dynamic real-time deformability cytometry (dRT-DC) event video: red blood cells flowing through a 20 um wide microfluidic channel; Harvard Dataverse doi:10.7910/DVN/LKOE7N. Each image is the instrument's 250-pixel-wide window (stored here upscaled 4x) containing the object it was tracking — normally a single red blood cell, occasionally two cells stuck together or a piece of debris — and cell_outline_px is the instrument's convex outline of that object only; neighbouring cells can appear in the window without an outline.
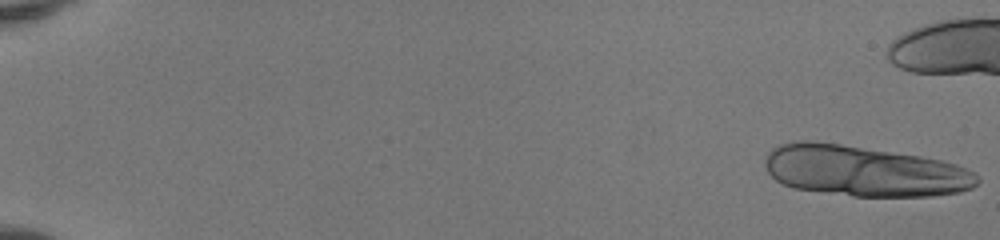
{"species": "human", "species_latin": "Homo sapiens", "temperature_condition": "room temperature", "stored_images_in_passage": 45, "camera_frame_rate_fps": 3000, "um_per_image_px": 0.085, "donor": {"sex": "female"}, "frame": {"image": 1, "passage_image": 1, "time_ms": 0.0, "image_size_px": [1000, 240], "cell_outline_px": [[980, 180], [972, 188], [960, 192], [932, 196], [852, 196], [796, 188], [784, 184], [776, 180], [768, 172], [764, 164], [764, 156], [776, 144], [796, 140], [816, 140], [920, 156], [940, 160], [956, 164], [976, 172], [980, 176]], "centroid_in_image_um": [73.43, 14.51], "position_along_channel_um": 11.6, "area_um2": 63.18}}